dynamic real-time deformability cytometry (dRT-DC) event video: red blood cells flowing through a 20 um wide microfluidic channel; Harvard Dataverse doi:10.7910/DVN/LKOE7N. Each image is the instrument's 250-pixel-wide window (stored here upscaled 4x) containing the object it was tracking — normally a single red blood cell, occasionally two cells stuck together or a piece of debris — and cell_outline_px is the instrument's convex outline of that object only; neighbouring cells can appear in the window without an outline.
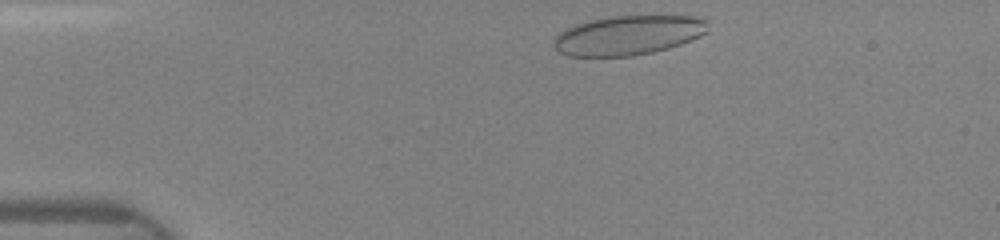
{"species": "human", "species_latin": "Homo sapiens", "temperature_condition": "room temperature", "stored_images_in_passage": 12, "camera_frame_rate_fps": 3000, "um_per_image_px": 0.085, "donor": {"sex": "female"}, "frame": {"image": 1, "passage_image": 1, "time_ms": 0.0, "image_size_px": [1000, 240], "cell_outline_px": [[708, 32], [700, 36], [680, 44], [668, 48], [652, 52], [632, 56], [568, 56], [560, 52], [552, 44], [552, 40], [564, 28], [588, 20], [608, 16], [652, 12], [656, 12], [692, 16], [704, 20]], "centroid_in_image_um": [53.4, 2.93], "position_along_channel_um": 31.6, "area_um2": 36.65}}
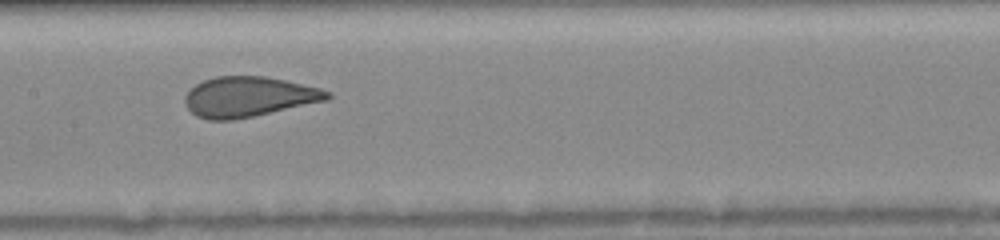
{"frame": {"image": 2, "passage_image": 8, "time_ms": 5.0, "image_size_px": [1000, 240], "cell_outline_px": [[332, 96], [328, 100], [252, 116], [232, 120], [208, 120], [196, 116], [188, 108], [184, 100], [184, 96], [196, 84], [204, 80], [216, 76], [264, 76], [284, 80], [320, 88], [332, 92]], "centroid_in_image_um": [21.14, 8.22], "position_along_channel_um": 186.3, "area_um2": 33.12}}
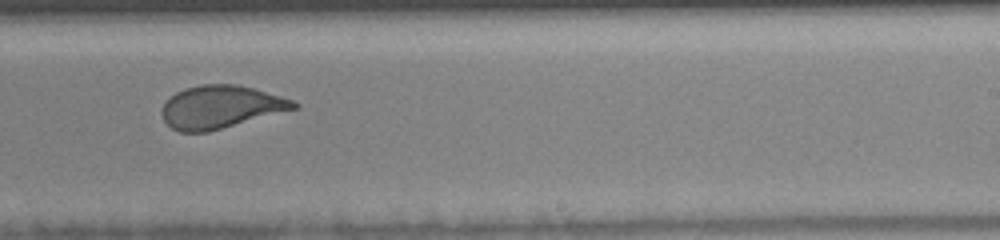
{"frame": {"image": 3, "passage_image": 12, "time_ms": 7.0, "image_size_px": [1000, 240], "cell_outline_px": [[300, 104], [296, 108], [208, 132], [180, 132], [172, 128], [164, 120], [160, 112], [164, 104], [176, 92], [184, 88], [200, 84], [236, 84], [252, 88], [280, 96], [292, 100]], "centroid_in_image_um": [18.72, 9.09], "position_along_channel_um": 270.3, "area_um2": 32.54}}